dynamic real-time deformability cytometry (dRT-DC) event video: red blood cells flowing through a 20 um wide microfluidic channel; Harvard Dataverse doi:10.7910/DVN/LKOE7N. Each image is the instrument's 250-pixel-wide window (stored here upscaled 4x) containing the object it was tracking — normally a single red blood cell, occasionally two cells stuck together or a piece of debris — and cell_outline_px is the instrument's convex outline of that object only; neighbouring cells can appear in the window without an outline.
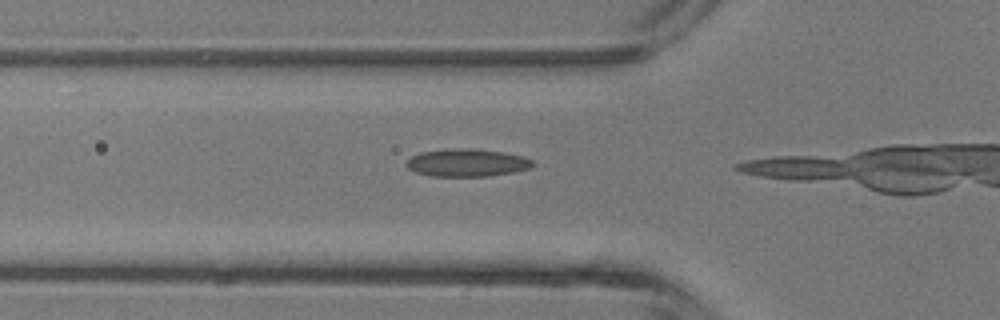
{"species": "common noctule bat (a hibernating species)", "species_latin": "Nyctalus noctula", "temperature_condition": "room temperature", "stored_images_in_passage": 5, "camera_frame_rate_fps": 3000, "um_per_image_px": 0.085, "animal": {"sex": "male", "body_mass_g": 13.3}, "frame": {"image": 1, "passage_image": 2, "time_ms": 0.333, "image_size_px": [1000, 320], "cell_outline_px": [[536, 164], [532, 168], [512, 172], [488, 176], [432, 176], [416, 172], [408, 168], [404, 164], [412, 156], [420, 152], [452, 148], [468, 148], [504, 152], [524, 156], [532, 160]], "centroid_in_image_um": [39.72, 13.83], "position_along_channel_um": 86.1, "area_um2": 20.46}}
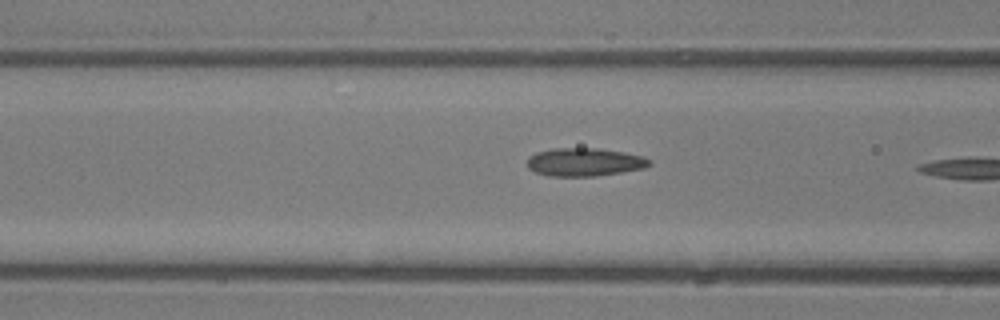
{"frame": {"image": 2, "passage_image": 4, "time_ms": 1.0, "image_size_px": [1000, 320], "cell_outline_px": [[652, 164], [644, 168], [596, 176], [548, 176], [536, 172], [528, 168], [528, 156], [536, 152], [552, 148], [596, 148], [624, 152], [644, 156], [652, 160]], "centroid_in_image_um": [49.69, 13.77], "position_along_channel_um": 116.9, "area_um2": 20.17}}